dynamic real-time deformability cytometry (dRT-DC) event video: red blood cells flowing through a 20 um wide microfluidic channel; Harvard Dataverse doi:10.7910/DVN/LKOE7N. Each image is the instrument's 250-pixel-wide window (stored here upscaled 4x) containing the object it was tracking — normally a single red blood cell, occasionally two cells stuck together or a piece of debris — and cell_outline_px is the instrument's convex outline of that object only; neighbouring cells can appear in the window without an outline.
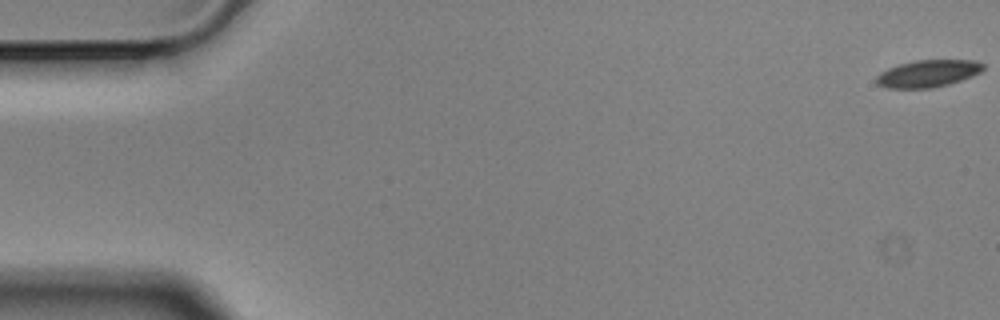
{"species": "Egyptian fruit bat (a non-hibernating species)", "species_latin": "Rousettus aegyptiacus", "temperature_condition": "cold", "stored_images_in_passage": 4, "camera_frame_rate_fps": 3000, "um_per_image_px": 0.085, "animal": {"sex": "male"}, "frame": {"image": 1, "passage_image": 1, "time_ms": 0.0, "image_size_px": [1000, 320], "cell_outline_px": [[984, 68], [980, 72], [972, 76], [948, 84], [932, 88], [888, 88], [876, 84], [876, 76], [880, 72], [888, 68], [900, 64], [916, 60], [976, 60], [984, 64]], "centroid_in_image_um": [78.87, 6.25], "position_along_channel_um": 6.1, "area_um2": 16.88}}